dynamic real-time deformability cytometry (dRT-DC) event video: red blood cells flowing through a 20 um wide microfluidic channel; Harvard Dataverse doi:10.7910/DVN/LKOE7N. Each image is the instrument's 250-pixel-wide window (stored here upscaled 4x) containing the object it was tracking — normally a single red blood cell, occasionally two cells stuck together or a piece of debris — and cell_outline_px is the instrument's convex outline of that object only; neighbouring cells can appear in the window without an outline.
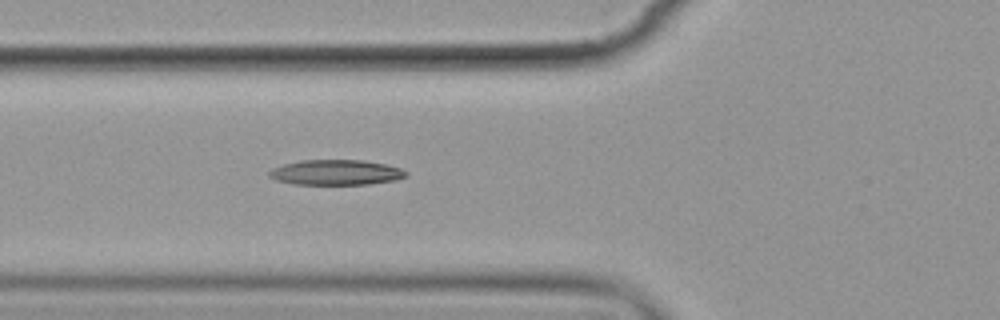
{"species": "common noctule bat (a hibernating species)", "species_latin": "Nyctalus noctula", "temperature_condition": "cold", "stored_images_in_passage": 7, "camera_frame_rate_fps": 3000, "um_per_image_px": 0.085, "animal": {"sex": "female", "body_mass_g": 19.9}, "frame": {"image": 1, "passage_image": 7, "time_ms": 8.0, "image_size_px": [1000, 320], "cell_outline_px": [[408, 176], [396, 180], [368, 184], [292, 184], [276, 180], [268, 176], [268, 172], [272, 168], [284, 164], [300, 160], [364, 160], [388, 164], [400, 168], [408, 172]], "centroid_in_image_um": [28.57, 14.65], "position_along_channel_um": 97.2, "area_um2": 20.29}}